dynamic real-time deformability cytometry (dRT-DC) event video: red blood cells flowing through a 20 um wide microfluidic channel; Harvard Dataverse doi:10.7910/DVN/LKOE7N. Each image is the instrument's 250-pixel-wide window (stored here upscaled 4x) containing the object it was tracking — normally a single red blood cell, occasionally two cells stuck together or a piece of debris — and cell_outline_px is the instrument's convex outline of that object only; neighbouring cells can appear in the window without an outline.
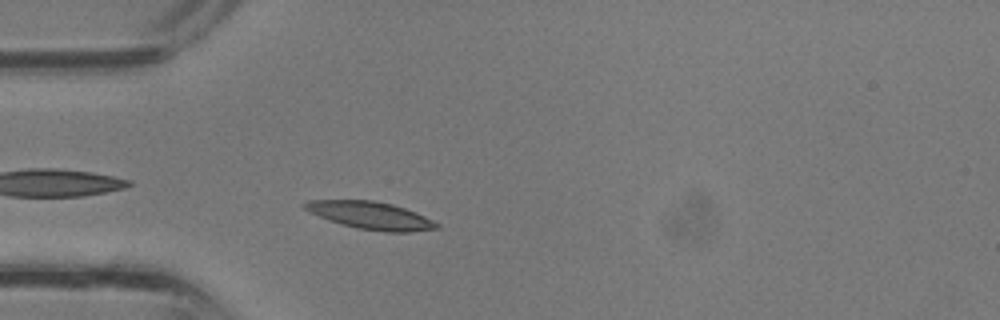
{"species": "common noctule bat (a hibernating species)", "species_latin": "Nyctalus noctula", "temperature_condition": "room temperature", "stored_images_in_passage": 31, "camera_frame_rate_fps": 3000, "um_per_image_px": 0.085, "animal": {"sex": "male", "body_mass_g": 13.3}, "frame": {"image": 1, "passage_image": 5, "time_ms": 1.333, "image_size_px": [1000, 320], "cell_outline_px": [[440, 228], [412, 232], [384, 232], [356, 228], [328, 220], [308, 212], [300, 204], [308, 200], [372, 200], [392, 204], [416, 212], [440, 224]], "centroid_in_image_um": [31.48, 18.31], "position_along_channel_um": 53.5, "area_um2": 21.33}}
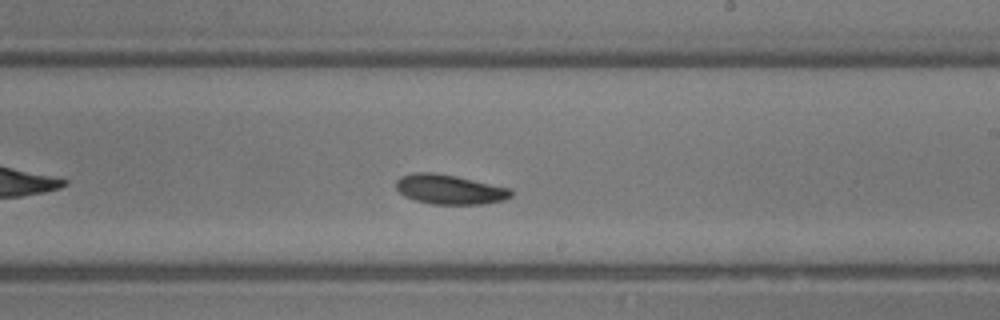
{"frame": {"image": 2, "passage_image": 16, "time_ms": 5.0, "image_size_px": [1000, 320], "cell_outline_px": [[512, 196], [504, 200], [484, 204], [432, 204], [416, 200], [404, 196], [396, 188], [396, 180], [400, 176], [412, 172], [432, 172], [456, 176], [512, 188]], "centroid_in_image_um": [38.22, 16.09], "position_along_channel_um": 250.8, "area_um2": 20.0}}
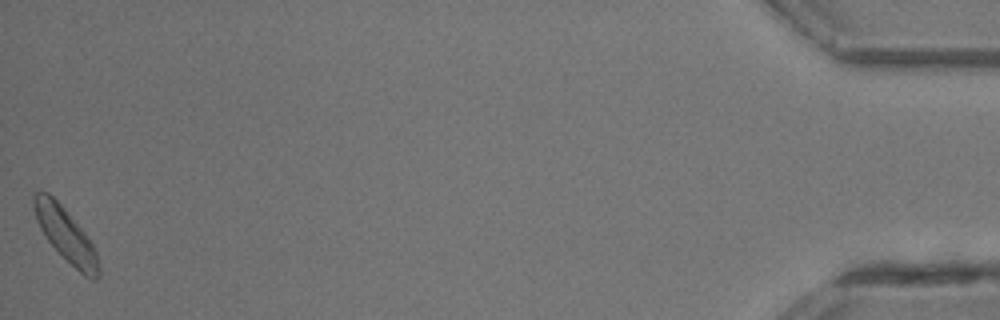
{"frame": {"image": 3, "passage_image": 31, "time_ms": 10.0, "image_size_px": [1000, 320], "cell_outline_px": [[100, 276], [96, 280], [92, 280], [84, 276], [48, 240], [40, 228], [36, 220], [32, 200], [32, 196], [36, 192], [48, 192], [64, 208], [88, 236], [96, 252], [100, 268]], "centroid_in_image_um": [5.6, 19.95], "position_along_channel_um": 429.6, "area_um2": 19.88}}